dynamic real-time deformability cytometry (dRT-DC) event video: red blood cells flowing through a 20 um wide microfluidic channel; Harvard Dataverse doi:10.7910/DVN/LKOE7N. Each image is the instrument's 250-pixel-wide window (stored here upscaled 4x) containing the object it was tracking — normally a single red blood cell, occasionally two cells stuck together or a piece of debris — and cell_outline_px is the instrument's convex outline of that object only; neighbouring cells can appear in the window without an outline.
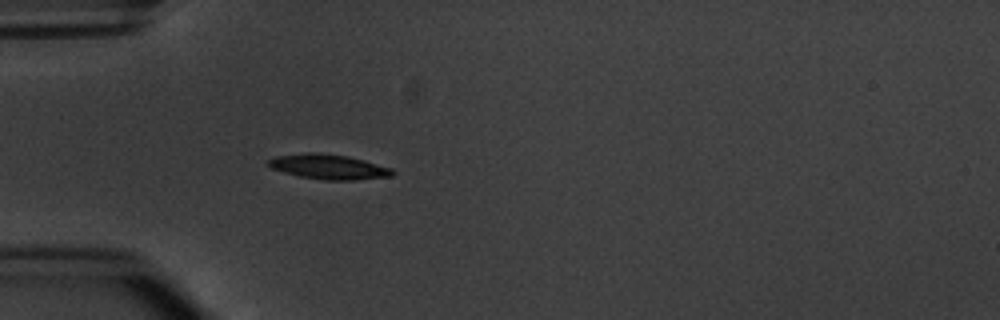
{"species": "common noctule bat (a hibernating species)", "species_latin": "Nyctalus noctula", "temperature_condition": "warm", "stored_images_in_passage": 2, "camera_frame_rate_fps": 3000, "um_per_image_px": 0.085, "animal": {"sex": "male", "body_mass_g": 20.1, "forearm_length_mm": 53.5}, "frame": {"image": 1, "passage_image": 2, "time_ms": 2.0, "image_size_px": [1000, 320], "cell_outline_px": [[396, 172], [392, 176], [352, 180], [324, 180], [300, 176], [284, 172], [272, 168], [268, 164], [268, 160], [276, 156], [308, 152], [320, 152], [348, 156], [364, 160], [392, 168]], "centroid_in_image_um": [27.96, 14.17], "position_along_channel_um": 57.0, "area_um2": 17.98}}